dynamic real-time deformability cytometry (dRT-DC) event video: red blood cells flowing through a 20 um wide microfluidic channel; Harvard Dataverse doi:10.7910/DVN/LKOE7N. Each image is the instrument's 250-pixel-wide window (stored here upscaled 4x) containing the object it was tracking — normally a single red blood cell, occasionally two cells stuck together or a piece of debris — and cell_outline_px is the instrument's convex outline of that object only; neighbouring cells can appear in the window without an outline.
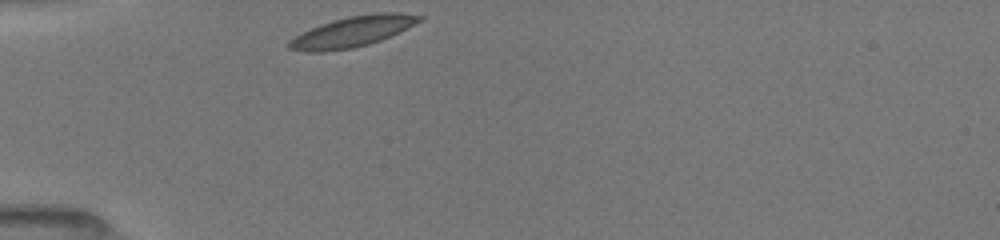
{"species": "common noctule bat (a hibernating species)", "species_latin": "Nyctalus noctula", "temperature_condition": "room temperature", "stored_images_in_passage": 14, "camera_frame_rate_fps": 3000, "um_per_image_px": 0.085, "animal": {"sex": "female", "body_mass_g": 19.5, "forearm_length_mm": 54.1}, "frame": {"image": 1, "passage_image": 1, "time_ms": 0.0, "image_size_px": [1000, 240], "cell_outline_px": [[424, 20], [380, 40], [368, 44], [352, 48], [324, 52], [304, 52], [288, 48], [288, 40], [320, 24], [332, 20], [348, 16], [376, 12], [396, 12], [424, 16]], "centroid_in_image_um": [29.96, 2.68], "position_along_channel_um": 55.0, "area_um2": 23.12}}
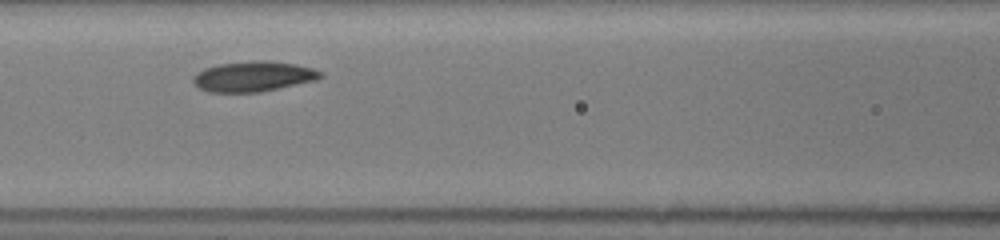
{"frame": {"image": 2, "passage_image": 5, "time_ms": 2.667, "image_size_px": [1000, 240], "cell_outline_px": [[324, 76], [316, 80], [280, 88], [260, 92], [208, 92], [200, 88], [192, 80], [192, 76], [196, 72], [204, 68], [216, 64], [252, 60], [272, 60], [296, 64], [312, 68], [320, 72]], "centroid_in_image_um": [21.52, 6.48], "position_along_channel_um": 145.1, "area_um2": 22.72}}
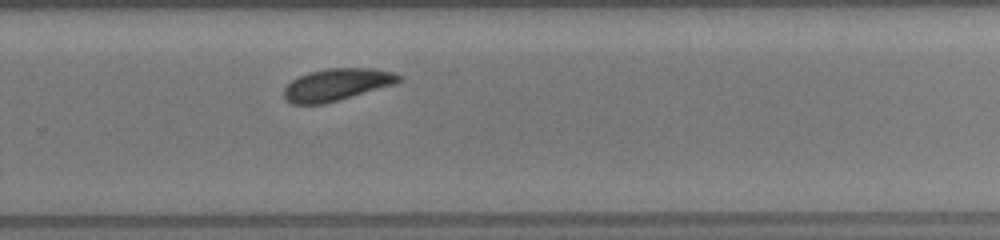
{"frame": {"image": 3, "passage_image": 14, "time_ms": 6.667, "image_size_px": [1000, 240], "cell_outline_px": [[400, 80], [392, 84], [324, 104], [292, 104], [284, 96], [284, 88], [292, 80], [308, 72], [328, 68], [372, 68], [396, 72], [400, 76]], "centroid_in_image_um": [28.6, 7.18], "position_along_channel_um": 301.2, "area_um2": 21.1}}